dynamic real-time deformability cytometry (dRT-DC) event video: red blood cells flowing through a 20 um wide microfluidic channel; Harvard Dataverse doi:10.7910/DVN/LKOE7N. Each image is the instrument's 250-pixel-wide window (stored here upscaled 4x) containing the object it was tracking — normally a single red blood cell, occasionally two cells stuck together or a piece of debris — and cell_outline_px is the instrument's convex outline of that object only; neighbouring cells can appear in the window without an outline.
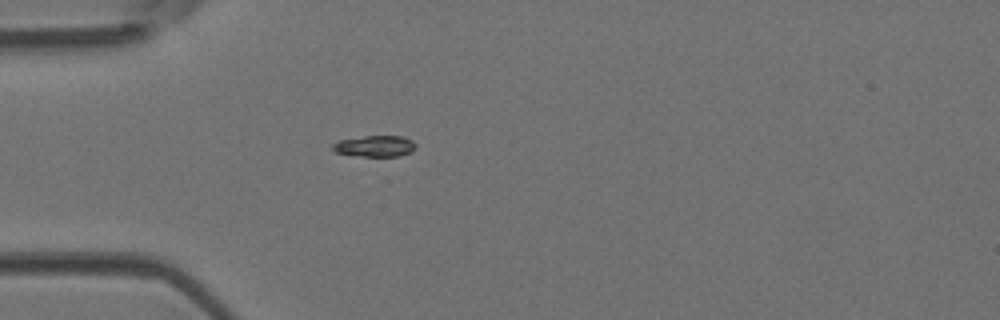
{"species": "Egyptian fruit bat (a non-hibernating species)", "species_latin": "Rousettus aegyptiacus", "temperature_condition": "room temperature", "stored_images_in_passage": 20, "camera_frame_rate_fps": 3000, "um_per_image_px": 0.085, "animal": {"sex": "female"}, "frame": {"image": 1, "passage_image": 3, "time_ms": 0.667, "image_size_px": [1000, 320], "cell_outline_px": [[416, 148], [412, 152], [396, 156], [364, 156], [336, 152], [332, 148], [332, 144], [340, 140], [364, 136], [400, 136], [412, 140], [416, 144]], "centroid_in_image_um": [31.9, 12.41], "position_along_channel_um": 53.1, "area_um2": 10.12}}
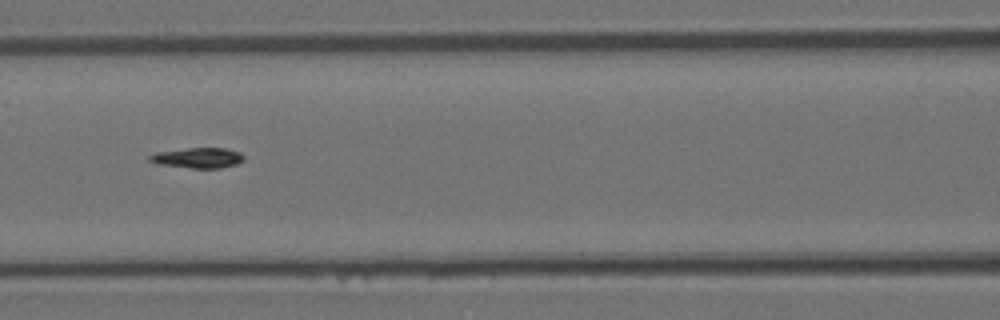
{"frame": {"image": 2, "passage_image": 11, "time_ms": 3.333, "image_size_px": [1000, 320], "cell_outline_px": [[244, 160], [236, 164], [220, 168], [192, 168], [160, 164], [148, 160], [148, 156], [156, 152], [188, 148], [224, 148], [240, 152], [244, 156]], "centroid_in_image_um": [16.83, 13.41], "position_along_channel_um": 149.8, "area_um2": 11.1}}
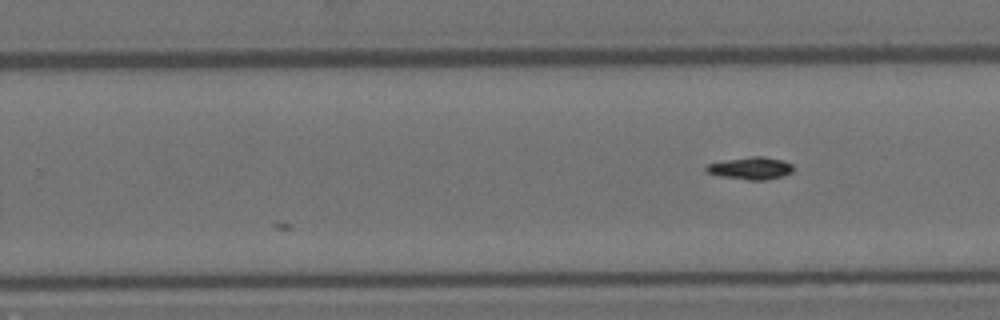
{"frame": {"image": 3, "passage_image": 20, "time_ms": 6.333, "image_size_px": [1000, 320], "cell_outline_px": [[792, 172], [784, 176], [768, 180], [748, 180], [720, 176], [704, 172], [704, 168], [708, 164], [724, 160], [752, 156], [764, 156], [784, 160], [792, 164]], "centroid_in_image_um": [63.8, 14.3], "position_along_channel_um": 266.0, "area_um2": 11.56}}